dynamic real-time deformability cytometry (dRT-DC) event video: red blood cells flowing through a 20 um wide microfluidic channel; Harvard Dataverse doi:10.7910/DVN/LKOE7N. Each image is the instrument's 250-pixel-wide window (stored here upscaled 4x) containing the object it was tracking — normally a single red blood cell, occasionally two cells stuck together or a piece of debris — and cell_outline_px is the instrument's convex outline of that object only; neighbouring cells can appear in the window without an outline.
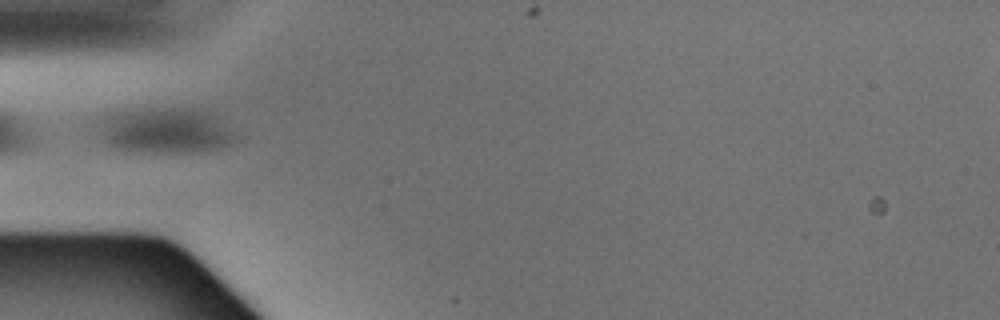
{"species": "Egyptian fruit bat (a non-hibernating species)", "species_latin": "Rousettus aegyptiacus", "temperature_condition": "warm", "stored_images_in_passage": 2, "camera_frame_rate_fps": 3000, "um_per_image_px": 0.085, "animal": {"sex": "male"}, "frame": {"image": 1, "passage_image": 2, "time_ms": 0.333, "image_size_px": [1000, 320], "cell_outline_px": [[236, 140], [232, 144], [224, 148], [208, 152], [144, 152], [116, 148], [108, 144], [104, 140], [104, 120], [116, 108], [208, 108], [220, 116], [236, 136]], "centroid_in_image_um": [14.22, 11.06], "position_along_channel_um": 70.8, "area_um2": 37.11}}